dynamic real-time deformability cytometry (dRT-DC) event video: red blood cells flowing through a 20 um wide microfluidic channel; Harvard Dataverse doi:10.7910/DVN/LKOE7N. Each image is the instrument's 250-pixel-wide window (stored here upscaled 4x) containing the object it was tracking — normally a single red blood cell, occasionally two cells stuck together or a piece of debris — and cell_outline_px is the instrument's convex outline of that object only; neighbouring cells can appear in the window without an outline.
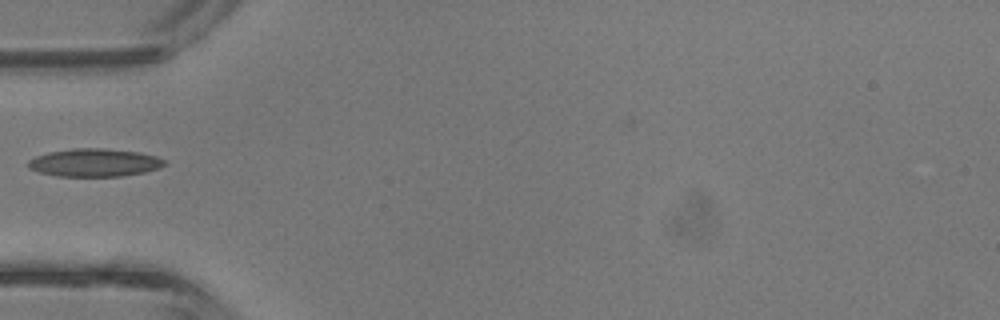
{"species": "common noctule bat (a hibernating species)", "species_latin": "Nyctalus noctula", "temperature_condition": "room temperature", "stored_images_in_passage": 2, "camera_frame_rate_fps": 3000, "um_per_image_px": 0.085, "animal": {"sex": "male", "body_mass_g": 13.3}, "frame": {"image": 1, "passage_image": 2, "time_ms": 0.333, "image_size_px": [1000, 320], "cell_outline_px": [[168, 164], [160, 168], [144, 172], [120, 176], [56, 176], [40, 172], [28, 168], [28, 160], [36, 156], [48, 152], [72, 148], [104, 148], [140, 152], [156, 156], [164, 160]], "centroid_in_image_um": [8.04, 13.81], "position_along_channel_um": 77.0, "area_um2": 22.31}}